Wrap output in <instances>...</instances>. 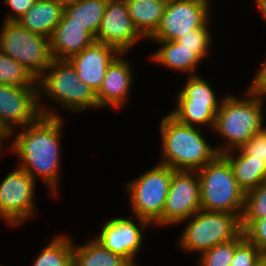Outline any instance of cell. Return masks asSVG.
Wrapping results in <instances>:
<instances>
[{
    "label": "cell",
    "mask_w": 266,
    "mask_h": 266,
    "mask_svg": "<svg viewBox=\"0 0 266 266\" xmlns=\"http://www.w3.org/2000/svg\"><path fill=\"white\" fill-rule=\"evenodd\" d=\"M63 121V117L41 115L34 123L11 132L6 150L17 156V167L46 185L53 198L60 193Z\"/></svg>",
    "instance_id": "1"
},
{
    "label": "cell",
    "mask_w": 266,
    "mask_h": 266,
    "mask_svg": "<svg viewBox=\"0 0 266 266\" xmlns=\"http://www.w3.org/2000/svg\"><path fill=\"white\" fill-rule=\"evenodd\" d=\"M37 85L38 105L43 116H62L58 111L50 108L49 105L47 106L46 102L43 103L46 97L47 101H53L52 103L57 107L72 113H84L87 110L100 109L96 93L78 79L75 68L68 60L53 59L37 79Z\"/></svg>",
    "instance_id": "2"
},
{
    "label": "cell",
    "mask_w": 266,
    "mask_h": 266,
    "mask_svg": "<svg viewBox=\"0 0 266 266\" xmlns=\"http://www.w3.org/2000/svg\"><path fill=\"white\" fill-rule=\"evenodd\" d=\"M160 120L162 152L158 163L174 170L197 171L219 155L204 136L203 128L182 124L169 113Z\"/></svg>",
    "instance_id": "3"
},
{
    "label": "cell",
    "mask_w": 266,
    "mask_h": 266,
    "mask_svg": "<svg viewBox=\"0 0 266 266\" xmlns=\"http://www.w3.org/2000/svg\"><path fill=\"white\" fill-rule=\"evenodd\" d=\"M242 95L243 97L240 95L239 98L233 94H226L216 113L212 131L218 138L223 139V142L216 146L219 154L240 148L265 127V99L248 89Z\"/></svg>",
    "instance_id": "4"
},
{
    "label": "cell",
    "mask_w": 266,
    "mask_h": 266,
    "mask_svg": "<svg viewBox=\"0 0 266 266\" xmlns=\"http://www.w3.org/2000/svg\"><path fill=\"white\" fill-rule=\"evenodd\" d=\"M200 183L201 209L228 212L240 219L245 192L238 186L228 160L219 154L212 162L197 170Z\"/></svg>",
    "instance_id": "5"
},
{
    "label": "cell",
    "mask_w": 266,
    "mask_h": 266,
    "mask_svg": "<svg viewBox=\"0 0 266 266\" xmlns=\"http://www.w3.org/2000/svg\"><path fill=\"white\" fill-rule=\"evenodd\" d=\"M187 222V223H186ZM177 239L181 251L198 257L217 244L235 239L241 232V219L228 212L200 210L189 219Z\"/></svg>",
    "instance_id": "6"
},
{
    "label": "cell",
    "mask_w": 266,
    "mask_h": 266,
    "mask_svg": "<svg viewBox=\"0 0 266 266\" xmlns=\"http://www.w3.org/2000/svg\"><path fill=\"white\" fill-rule=\"evenodd\" d=\"M174 169L156 163L145 172L126 182L131 212L148 221L152 227L162 217Z\"/></svg>",
    "instance_id": "7"
},
{
    "label": "cell",
    "mask_w": 266,
    "mask_h": 266,
    "mask_svg": "<svg viewBox=\"0 0 266 266\" xmlns=\"http://www.w3.org/2000/svg\"><path fill=\"white\" fill-rule=\"evenodd\" d=\"M0 31V52L19 62L37 80L53 60L50 39L17 21L3 20Z\"/></svg>",
    "instance_id": "8"
},
{
    "label": "cell",
    "mask_w": 266,
    "mask_h": 266,
    "mask_svg": "<svg viewBox=\"0 0 266 266\" xmlns=\"http://www.w3.org/2000/svg\"><path fill=\"white\" fill-rule=\"evenodd\" d=\"M36 186L37 182L16 165L3 177L0 181V220L4 224L16 228L35 218L38 214Z\"/></svg>",
    "instance_id": "9"
},
{
    "label": "cell",
    "mask_w": 266,
    "mask_h": 266,
    "mask_svg": "<svg viewBox=\"0 0 266 266\" xmlns=\"http://www.w3.org/2000/svg\"><path fill=\"white\" fill-rule=\"evenodd\" d=\"M210 10L208 0H167L161 22L148 40L176 41L194 29L209 28Z\"/></svg>",
    "instance_id": "10"
},
{
    "label": "cell",
    "mask_w": 266,
    "mask_h": 266,
    "mask_svg": "<svg viewBox=\"0 0 266 266\" xmlns=\"http://www.w3.org/2000/svg\"><path fill=\"white\" fill-rule=\"evenodd\" d=\"M201 210L200 183L197 171L174 170L162 217L153 225H180Z\"/></svg>",
    "instance_id": "11"
},
{
    "label": "cell",
    "mask_w": 266,
    "mask_h": 266,
    "mask_svg": "<svg viewBox=\"0 0 266 266\" xmlns=\"http://www.w3.org/2000/svg\"><path fill=\"white\" fill-rule=\"evenodd\" d=\"M152 226L148 221L138 217L115 216L107 219L100 233L93 237L105 249L120 255L131 265H139L135 261L137 253L143 247L144 231Z\"/></svg>",
    "instance_id": "12"
},
{
    "label": "cell",
    "mask_w": 266,
    "mask_h": 266,
    "mask_svg": "<svg viewBox=\"0 0 266 266\" xmlns=\"http://www.w3.org/2000/svg\"><path fill=\"white\" fill-rule=\"evenodd\" d=\"M143 39L146 41L133 24L125 0H108L95 41L129 54Z\"/></svg>",
    "instance_id": "13"
},
{
    "label": "cell",
    "mask_w": 266,
    "mask_h": 266,
    "mask_svg": "<svg viewBox=\"0 0 266 266\" xmlns=\"http://www.w3.org/2000/svg\"><path fill=\"white\" fill-rule=\"evenodd\" d=\"M40 116L38 87L0 84V125L8 134L34 123Z\"/></svg>",
    "instance_id": "14"
},
{
    "label": "cell",
    "mask_w": 266,
    "mask_h": 266,
    "mask_svg": "<svg viewBox=\"0 0 266 266\" xmlns=\"http://www.w3.org/2000/svg\"><path fill=\"white\" fill-rule=\"evenodd\" d=\"M127 56V53H120L108 66L102 85L96 93L100 110L103 108L119 110L128 104L134 75Z\"/></svg>",
    "instance_id": "15"
},
{
    "label": "cell",
    "mask_w": 266,
    "mask_h": 266,
    "mask_svg": "<svg viewBox=\"0 0 266 266\" xmlns=\"http://www.w3.org/2000/svg\"><path fill=\"white\" fill-rule=\"evenodd\" d=\"M119 54L114 47L95 42L71 56L68 61L75 68L78 79L97 93L108 66Z\"/></svg>",
    "instance_id": "16"
},
{
    "label": "cell",
    "mask_w": 266,
    "mask_h": 266,
    "mask_svg": "<svg viewBox=\"0 0 266 266\" xmlns=\"http://www.w3.org/2000/svg\"><path fill=\"white\" fill-rule=\"evenodd\" d=\"M95 42L87 30L76 23H70V18L63 12L50 38V51L53 59L68 60Z\"/></svg>",
    "instance_id": "17"
},
{
    "label": "cell",
    "mask_w": 266,
    "mask_h": 266,
    "mask_svg": "<svg viewBox=\"0 0 266 266\" xmlns=\"http://www.w3.org/2000/svg\"><path fill=\"white\" fill-rule=\"evenodd\" d=\"M153 43L160 44L157 50L149 55V61L158 64L164 68L194 76L200 74L198 67L204 62L194 49L182 47L176 41L150 40ZM200 64V65H199Z\"/></svg>",
    "instance_id": "18"
},
{
    "label": "cell",
    "mask_w": 266,
    "mask_h": 266,
    "mask_svg": "<svg viewBox=\"0 0 266 266\" xmlns=\"http://www.w3.org/2000/svg\"><path fill=\"white\" fill-rule=\"evenodd\" d=\"M64 7L52 0H37L17 22L32 33L51 38Z\"/></svg>",
    "instance_id": "19"
},
{
    "label": "cell",
    "mask_w": 266,
    "mask_h": 266,
    "mask_svg": "<svg viewBox=\"0 0 266 266\" xmlns=\"http://www.w3.org/2000/svg\"><path fill=\"white\" fill-rule=\"evenodd\" d=\"M230 163L238 186L246 193L266 181L265 162L251 159L238 149L222 154Z\"/></svg>",
    "instance_id": "20"
},
{
    "label": "cell",
    "mask_w": 266,
    "mask_h": 266,
    "mask_svg": "<svg viewBox=\"0 0 266 266\" xmlns=\"http://www.w3.org/2000/svg\"><path fill=\"white\" fill-rule=\"evenodd\" d=\"M174 108L168 112L182 124L213 130L216 113L222 102L174 101ZM207 126V127H206Z\"/></svg>",
    "instance_id": "21"
},
{
    "label": "cell",
    "mask_w": 266,
    "mask_h": 266,
    "mask_svg": "<svg viewBox=\"0 0 266 266\" xmlns=\"http://www.w3.org/2000/svg\"><path fill=\"white\" fill-rule=\"evenodd\" d=\"M125 3L136 29L148 41L161 22L167 0H125Z\"/></svg>",
    "instance_id": "22"
},
{
    "label": "cell",
    "mask_w": 266,
    "mask_h": 266,
    "mask_svg": "<svg viewBox=\"0 0 266 266\" xmlns=\"http://www.w3.org/2000/svg\"><path fill=\"white\" fill-rule=\"evenodd\" d=\"M73 266H131V264L108 249H105L94 238L84 244L73 241Z\"/></svg>",
    "instance_id": "23"
},
{
    "label": "cell",
    "mask_w": 266,
    "mask_h": 266,
    "mask_svg": "<svg viewBox=\"0 0 266 266\" xmlns=\"http://www.w3.org/2000/svg\"><path fill=\"white\" fill-rule=\"evenodd\" d=\"M108 0H77L64 6V13L70 18V23H76L87 30L94 38L105 12Z\"/></svg>",
    "instance_id": "24"
},
{
    "label": "cell",
    "mask_w": 266,
    "mask_h": 266,
    "mask_svg": "<svg viewBox=\"0 0 266 266\" xmlns=\"http://www.w3.org/2000/svg\"><path fill=\"white\" fill-rule=\"evenodd\" d=\"M54 237V238H53ZM45 239L46 244L32 266H73V239L68 234Z\"/></svg>",
    "instance_id": "25"
},
{
    "label": "cell",
    "mask_w": 266,
    "mask_h": 266,
    "mask_svg": "<svg viewBox=\"0 0 266 266\" xmlns=\"http://www.w3.org/2000/svg\"><path fill=\"white\" fill-rule=\"evenodd\" d=\"M213 88L200 74L188 76L176 94L175 101L222 102L226 95L218 98Z\"/></svg>",
    "instance_id": "26"
},
{
    "label": "cell",
    "mask_w": 266,
    "mask_h": 266,
    "mask_svg": "<svg viewBox=\"0 0 266 266\" xmlns=\"http://www.w3.org/2000/svg\"><path fill=\"white\" fill-rule=\"evenodd\" d=\"M0 84L24 88L38 87L37 80L19 62L0 52Z\"/></svg>",
    "instance_id": "27"
},
{
    "label": "cell",
    "mask_w": 266,
    "mask_h": 266,
    "mask_svg": "<svg viewBox=\"0 0 266 266\" xmlns=\"http://www.w3.org/2000/svg\"><path fill=\"white\" fill-rule=\"evenodd\" d=\"M266 217V181L245 193L241 220H257Z\"/></svg>",
    "instance_id": "28"
},
{
    "label": "cell",
    "mask_w": 266,
    "mask_h": 266,
    "mask_svg": "<svg viewBox=\"0 0 266 266\" xmlns=\"http://www.w3.org/2000/svg\"><path fill=\"white\" fill-rule=\"evenodd\" d=\"M235 253V239L217 244L197 257L196 266H231Z\"/></svg>",
    "instance_id": "29"
},
{
    "label": "cell",
    "mask_w": 266,
    "mask_h": 266,
    "mask_svg": "<svg viewBox=\"0 0 266 266\" xmlns=\"http://www.w3.org/2000/svg\"><path fill=\"white\" fill-rule=\"evenodd\" d=\"M265 256L259 248L247 241L241 232L235 238V253L231 266H257Z\"/></svg>",
    "instance_id": "30"
},
{
    "label": "cell",
    "mask_w": 266,
    "mask_h": 266,
    "mask_svg": "<svg viewBox=\"0 0 266 266\" xmlns=\"http://www.w3.org/2000/svg\"><path fill=\"white\" fill-rule=\"evenodd\" d=\"M211 30L209 28H198L181 36L176 40L177 43L181 44L182 47L187 49H194V52L203 60L208 57L211 52Z\"/></svg>",
    "instance_id": "31"
},
{
    "label": "cell",
    "mask_w": 266,
    "mask_h": 266,
    "mask_svg": "<svg viewBox=\"0 0 266 266\" xmlns=\"http://www.w3.org/2000/svg\"><path fill=\"white\" fill-rule=\"evenodd\" d=\"M244 238L266 255V217L257 220H241Z\"/></svg>",
    "instance_id": "32"
},
{
    "label": "cell",
    "mask_w": 266,
    "mask_h": 266,
    "mask_svg": "<svg viewBox=\"0 0 266 266\" xmlns=\"http://www.w3.org/2000/svg\"><path fill=\"white\" fill-rule=\"evenodd\" d=\"M238 150L244 155H250L251 159L266 164V126L261 131L256 132Z\"/></svg>",
    "instance_id": "33"
},
{
    "label": "cell",
    "mask_w": 266,
    "mask_h": 266,
    "mask_svg": "<svg viewBox=\"0 0 266 266\" xmlns=\"http://www.w3.org/2000/svg\"><path fill=\"white\" fill-rule=\"evenodd\" d=\"M37 0H2L3 5L9 7L8 14H5L4 21H17L20 19Z\"/></svg>",
    "instance_id": "34"
},
{
    "label": "cell",
    "mask_w": 266,
    "mask_h": 266,
    "mask_svg": "<svg viewBox=\"0 0 266 266\" xmlns=\"http://www.w3.org/2000/svg\"><path fill=\"white\" fill-rule=\"evenodd\" d=\"M266 55V54H265ZM257 71V72H256ZM255 71V76L246 87L251 93L266 98V56L258 70Z\"/></svg>",
    "instance_id": "35"
},
{
    "label": "cell",
    "mask_w": 266,
    "mask_h": 266,
    "mask_svg": "<svg viewBox=\"0 0 266 266\" xmlns=\"http://www.w3.org/2000/svg\"><path fill=\"white\" fill-rule=\"evenodd\" d=\"M255 1V7L261 14V19H263V22L266 23V0H253Z\"/></svg>",
    "instance_id": "36"
},
{
    "label": "cell",
    "mask_w": 266,
    "mask_h": 266,
    "mask_svg": "<svg viewBox=\"0 0 266 266\" xmlns=\"http://www.w3.org/2000/svg\"><path fill=\"white\" fill-rule=\"evenodd\" d=\"M9 139V134L2 128V126L0 125V144L7 149L6 146L7 145V141ZM6 141V142H5ZM5 143V144H4ZM5 145V146H4Z\"/></svg>",
    "instance_id": "37"
},
{
    "label": "cell",
    "mask_w": 266,
    "mask_h": 266,
    "mask_svg": "<svg viewBox=\"0 0 266 266\" xmlns=\"http://www.w3.org/2000/svg\"><path fill=\"white\" fill-rule=\"evenodd\" d=\"M52 1L62 5L64 7V6L75 3L77 0H52Z\"/></svg>",
    "instance_id": "38"
},
{
    "label": "cell",
    "mask_w": 266,
    "mask_h": 266,
    "mask_svg": "<svg viewBox=\"0 0 266 266\" xmlns=\"http://www.w3.org/2000/svg\"><path fill=\"white\" fill-rule=\"evenodd\" d=\"M7 152L6 150H4V147L0 144V159L3 158V153Z\"/></svg>",
    "instance_id": "39"
},
{
    "label": "cell",
    "mask_w": 266,
    "mask_h": 266,
    "mask_svg": "<svg viewBox=\"0 0 266 266\" xmlns=\"http://www.w3.org/2000/svg\"><path fill=\"white\" fill-rule=\"evenodd\" d=\"M257 266H266V256Z\"/></svg>",
    "instance_id": "40"
}]
</instances>
